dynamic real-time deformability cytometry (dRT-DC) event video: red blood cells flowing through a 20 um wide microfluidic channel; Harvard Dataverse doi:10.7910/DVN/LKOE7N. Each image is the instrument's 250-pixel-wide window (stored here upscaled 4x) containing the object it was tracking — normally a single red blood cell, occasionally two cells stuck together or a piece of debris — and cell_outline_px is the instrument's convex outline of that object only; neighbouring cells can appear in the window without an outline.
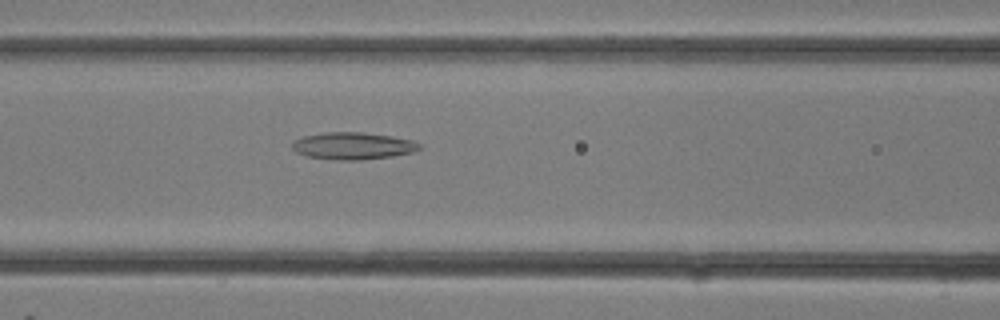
{"species": "common noctule bat (a hibernating species)", "species_latin": "Nyctalus noctula", "temperature_condition": "room temperature", "stored_images_in_passage": 9, "camera_frame_rate_fps": 3000, "um_per_image_px": 0.085, "animal": {"sex": "female"}, "frame": {"image": 1, "passage_image": 7, "time_ms": 2.0, "image_size_px": [1000, 320], "cell_outline_px": [[424, 144], [420, 148], [412, 152], [392, 156], [360, 160], [332, 160], [304, 156], [296, 152], [292, 148], [292, 140], [304, 136], [324, 132], [364, 132], [392, 136], [412, 140]], "centroid_in_image_um": [29.98, 12.4], "position_along_channel_um": 136.6, "area_um2": 20.4}}
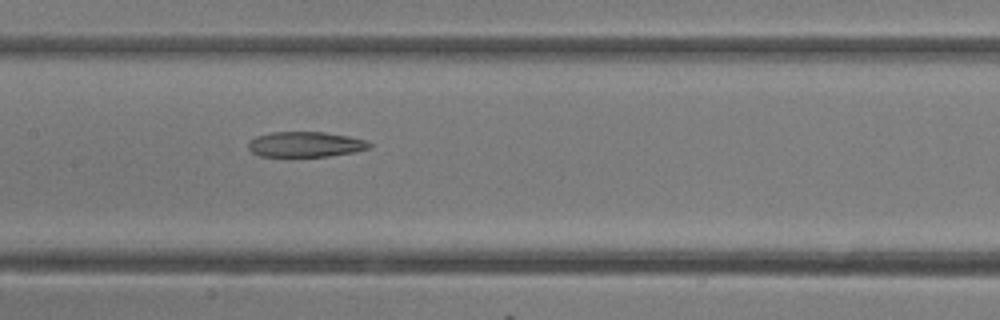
{"frame": {"image": 2, "passage_image": 9, "time_ms": 2.667, "image_size_px": [1000, 320], "cell_outline_px": [[372, 148], [356, 152], [328, 156], [260, 156], [252, 152], [248, 148], [248, 140], [256, 136], [268, 132], [324, 132], [348, 136], [368, 140], [372, 144]], "centroid_in_image_um": [25.99, 12.26], "position_along_channel_um": 181.4, "area_um2": 18.09}}